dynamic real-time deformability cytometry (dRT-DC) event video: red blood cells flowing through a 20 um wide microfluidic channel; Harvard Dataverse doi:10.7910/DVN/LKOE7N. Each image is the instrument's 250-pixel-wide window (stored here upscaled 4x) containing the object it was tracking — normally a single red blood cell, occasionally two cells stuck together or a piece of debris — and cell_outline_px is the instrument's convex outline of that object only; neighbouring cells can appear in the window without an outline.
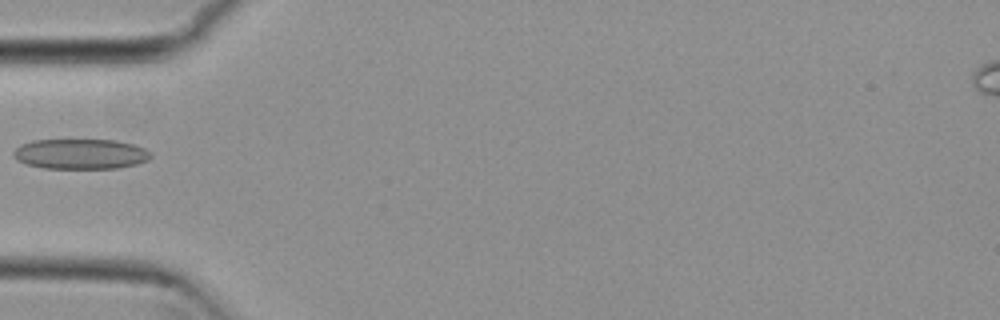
{"species": "common noctule bat (a hibernating species)", "species_latin": "Nyctalus noctula", "temperature_condition": "cold", "stored_images_in_passage": 31, "camera_frame_rate_fps": 3000, "um_per_image_px": 0.085, "animal": {"sex": "female", "body_mass_g": 29.2, "forearm_length_mm": 56.3}, "frame": {"image": 1, "passage_image": 1, "time_ms": 0.0, "image_size_px": [1000, 320], "cell_outline_px": [[152, 156], [148, 160], [136, 164], [116, 168], [44, 168], [24, 164], [16, 160], [12, 156], [12, 152], [20, 144], [32, 140], [116, 140], [136, 144], [152, 152]], "centroid_in_image_um": [6.83, 13.08], "position_along_channel_um": 78.2, "area_um2": 24.45}}
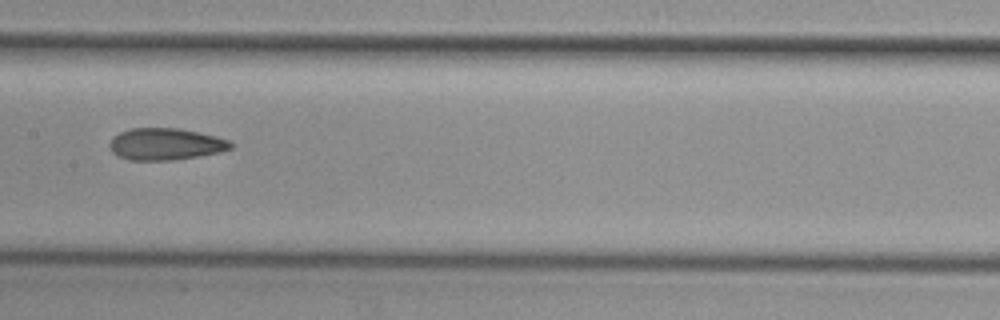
{"frame": {"image": 2, "passage_image": 10, "time_ms": 3.0, "image_size_px": [1000, 320], "cell_outline_px": [[232, 148], [220, 152], [172, 160], [128, 160], [112, 152], [108, 144], [112, 136], [128, 128], [180, 128], [200, 132], [216, 136], [228, 140], [232, 144]], "centroid_in_image_um": [14.04, 12.23], "position_along_channel_um": 193.4, "area_um2": 22.54}}
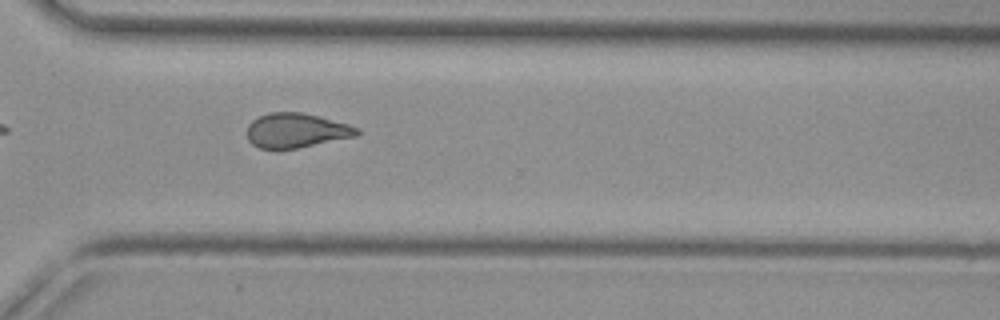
{"frame": {"image": 3, "passage_image": 22, "time_ms": 7.0, "image_size_px": [1000, 320], "cell_outline_px": [[360, 132], [356, 136], [296, 148], [260, 148], [252, 144], [248, 140], [248, 124], [252, 120], [268, 112], [300, 112], [348, 124], [360, 128]], "centroid_in_image_um": [25.17, 11.08], "position_along_channel_um": 345.4, "area_um2": 21.79}}